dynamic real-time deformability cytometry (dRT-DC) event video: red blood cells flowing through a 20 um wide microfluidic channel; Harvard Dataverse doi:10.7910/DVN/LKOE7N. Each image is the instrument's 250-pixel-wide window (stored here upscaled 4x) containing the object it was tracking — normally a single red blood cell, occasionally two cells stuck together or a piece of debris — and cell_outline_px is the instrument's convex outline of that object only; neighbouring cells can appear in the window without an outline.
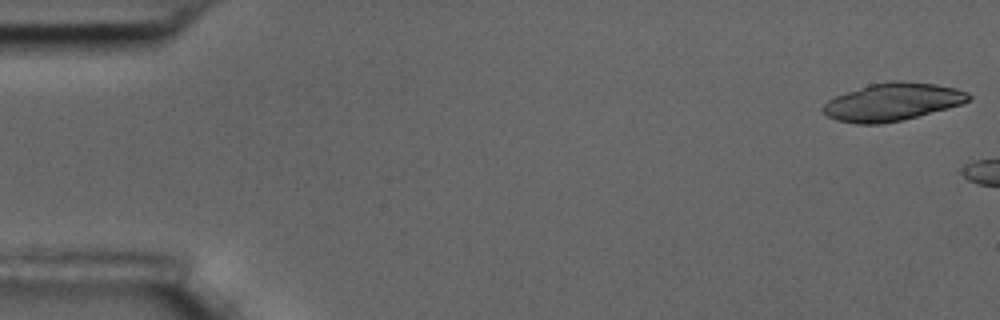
{"species": "common noctule bat (a hibernating species)", "species_latin": "Nyctalus noctula", "temperature_condition": "room temperature", "stored_images_in_passage": 5, "camera_frame_rate_fps": 3000, "um_per_image_px": 0.085, "animal": {"sex": "male", "body_mass_g": 17.5, "forearm_length_mm": 52.3}, "frame": {"image": 1, "passage_image": 1, "time_ms": 0.0, "image_size_px": [1000, 320], "cell_outline_px": [[972, 96], [964, 104], [904, 120], [880, 124], [856, 124], [836, 120], [828, 116], [820, 108], [828, 100], [836, 96], [868, 84], [892, 80], [900, 80], [936, 84], [956, 88], [968, 92]], "centroid_in_image_um": [75.88, 8.66], "position_along_channel_um": 9.1, "area_um2": 32.31}}